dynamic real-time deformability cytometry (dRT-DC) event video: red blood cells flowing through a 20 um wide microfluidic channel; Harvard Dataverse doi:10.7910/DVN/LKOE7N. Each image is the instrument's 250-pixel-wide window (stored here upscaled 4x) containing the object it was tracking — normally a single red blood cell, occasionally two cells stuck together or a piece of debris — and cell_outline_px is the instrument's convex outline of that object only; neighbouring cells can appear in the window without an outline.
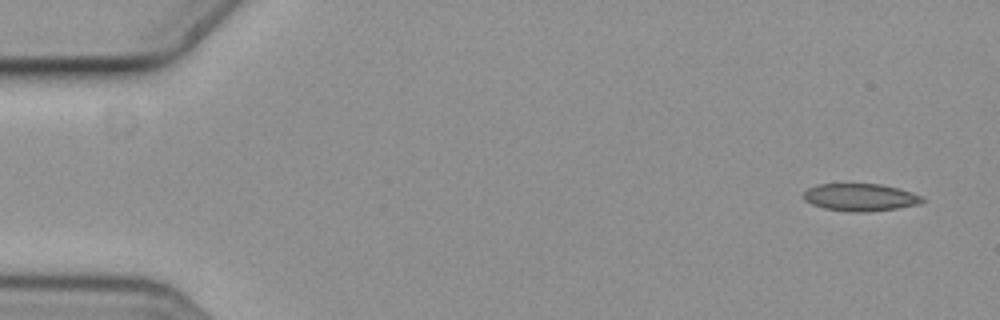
{"species": "common noctule bat (a hibernating species)", "species_latin": "Nyctalus noctula", "temperature_condition": "cold", "stored_images_in_passage": 2, "camera_frame_rate_fps": 3000, "um_per_image_px": 0.085, "animal": {"sex": "female", "body_mass_g": 19.3, "forearm_length_mm": 54.1}, "frame": {"image": 1, "passage_image": 2, "time_ms": 0.333, "image_size_px": [1000, 320], "cell_outline_px": [[924, 200], [920, 204], [896, 208], [864, 212], [848, 212], [824, 208], [812, 204], [804, 200], [804, 192], [808, 188], [820, 184], [880, 184], [912, 192], [920, 196]], "centroid_in_image_um": [73.1, 16.77], "position_along_channel_um": 11.9, "area_um2": 18.79}}